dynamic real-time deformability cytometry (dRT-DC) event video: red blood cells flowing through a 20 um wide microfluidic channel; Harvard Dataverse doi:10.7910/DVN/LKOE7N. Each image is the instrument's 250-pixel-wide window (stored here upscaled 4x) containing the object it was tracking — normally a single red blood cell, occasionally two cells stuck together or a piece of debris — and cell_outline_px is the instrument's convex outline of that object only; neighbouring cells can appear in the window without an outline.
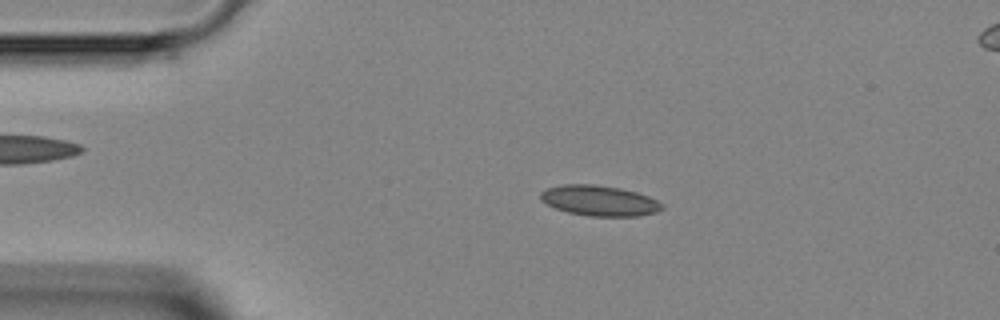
{"species": "Egyptian fruit bat (a non-hibernating species)", "species_latin": "Rousettus aegyptiacus", "temperature_condition": "room temperature", "stored_images_in_passage": 3, "segment_of_instrument_passage": [1, 2], "camera_frame_rate_fps": 3000, "um_per_image_px": 0.085, "animal": {"sex": "female"}, "frame": {"image": 1, "passage_image": 1, "time_ms": 0.0, "image_size_px": [1000, 320], "cell_outline_px": [[664, 208], [656, 212], [636, 216], [588, 216], [568, 212], [556, 208], [540, 200], [540, 192], [548, 188], [564, 184], [592, 184], [620, 188], [636, 192], [648, 196], [664, 204]], "centroid_in_image_um": [50.95, 17.05], "position_along_channel_um": 34.1, "area_um2": 21.44}}